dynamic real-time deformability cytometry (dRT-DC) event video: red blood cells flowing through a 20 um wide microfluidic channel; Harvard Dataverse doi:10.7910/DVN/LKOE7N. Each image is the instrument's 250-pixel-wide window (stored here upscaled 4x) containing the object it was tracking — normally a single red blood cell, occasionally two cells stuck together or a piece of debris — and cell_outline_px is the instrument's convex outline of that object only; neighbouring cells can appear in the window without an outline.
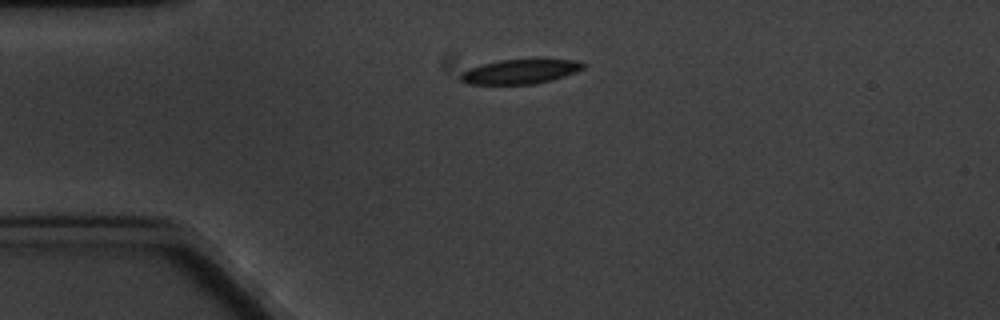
{"species": "common noctule bat (a hibernating species)", "species_latin": "Nyctalus noctula", "temperature_condition": "cold", "stored_images_in_passage": 2, "camera_frame_rate_fps": 3000, "um_per_image_px": 0.085, "animal": {"sex": "male", "body_mass_g": 20.1, "forearm_length_mm": 53.5}, "frame": {"image": 1, "passage_image": 1, "time_ms": 0.0, "image_size_px": [1000, 320], "cell_outline_px": [[584, 68], [576, 72], [552, 80], [536, 84], [468, 84], [460, 80], [460, 72], [468, 68], [500, 60], [536, 56], [540, 56], [580, 60], [584, 64]], "centroid_in_image_um": [44.3, 6.02], "position_along_channel_um": 40.7, "area_um2": 18.61}}